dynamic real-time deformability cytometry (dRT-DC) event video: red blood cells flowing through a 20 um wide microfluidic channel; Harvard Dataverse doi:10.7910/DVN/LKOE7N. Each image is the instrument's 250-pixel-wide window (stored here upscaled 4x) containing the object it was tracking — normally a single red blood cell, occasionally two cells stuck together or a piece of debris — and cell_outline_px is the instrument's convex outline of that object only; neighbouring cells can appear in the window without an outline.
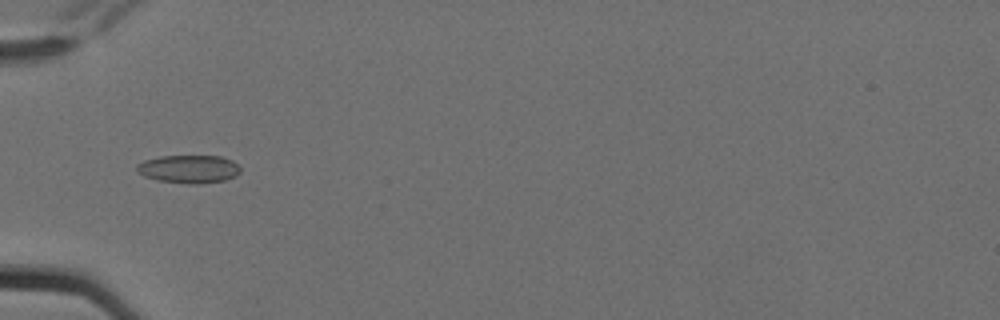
{"species": "Egyptian fruit bat (a non-hibernating species)", "species_latin": "Rousettus aegyptiacus", "temperature_condition": "cold", "stored_images_in_passage": 7, "camera_frame_rate_fps": 3000, "um_per_image_px": 0.085, "animal": {"sex": "female"}, "frame": {"image": 1, "passage_image": 5, "time_ms": 1.333, "image_size_px": [1000, 320], "cell_outline_px": [[240, 172], [236, 176], [224, 180], [196, 184], [188, 184], [156, 180], [144, 176], [136, 172], [136, 164], [144, 160], [160, 156], [220, 156], [232, 160], [240, 168]], "centroid_in_image_um": [16.01, 14.37], "position_along_channel_um": 69.0, "area_um2": 17.05}}
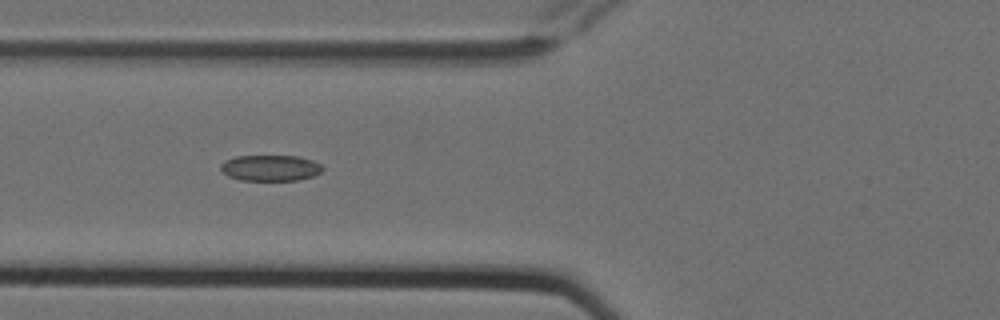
{"frame": {"image": 2, "passage_image": 6, "time_ms": 1.667, "image_size_px": [1000, 320], "cell_outline_px": [[324, 168], [320, 172], [312, 176], [296, 180], [240, 180], [228, 176], [220, 168], [220, 164], [224, 160], [236, 156], [300, 156], [312, 160], [320, 164]], "centroid_in_image_um": [22.96, 14.27], "position_along_channel_um": 102.8, "area_um2": 15.37}}
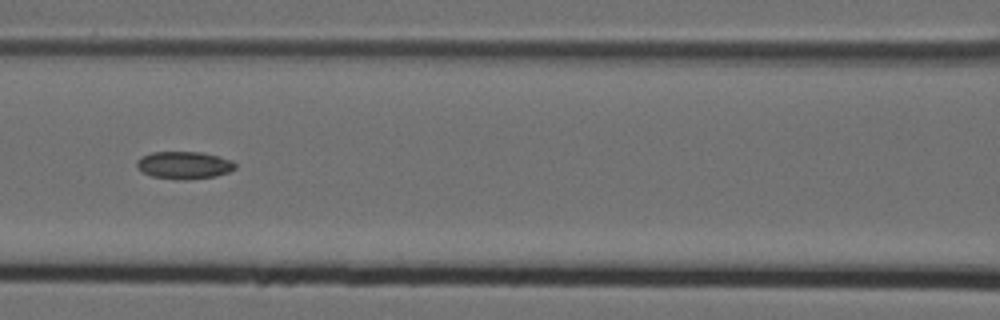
{"frame": {"image": 3, "passage_image": 7, "time_ms": 2.0, "image_size_px": [1000, 320], "cell_outline_px": [[236, 168], [228, 172], [216, 176], [188, 180], [180, 180], [152, 176], [140, 172], [136, 164], [136, 160], [140, 156], [152, 152], [204, 152], [220, 156], [232, 160], [236, 164]], "centroid_in_image_um": [15.64, 14.03], "position_along_channel_um": 151.0, "area_um2": 16.07}}